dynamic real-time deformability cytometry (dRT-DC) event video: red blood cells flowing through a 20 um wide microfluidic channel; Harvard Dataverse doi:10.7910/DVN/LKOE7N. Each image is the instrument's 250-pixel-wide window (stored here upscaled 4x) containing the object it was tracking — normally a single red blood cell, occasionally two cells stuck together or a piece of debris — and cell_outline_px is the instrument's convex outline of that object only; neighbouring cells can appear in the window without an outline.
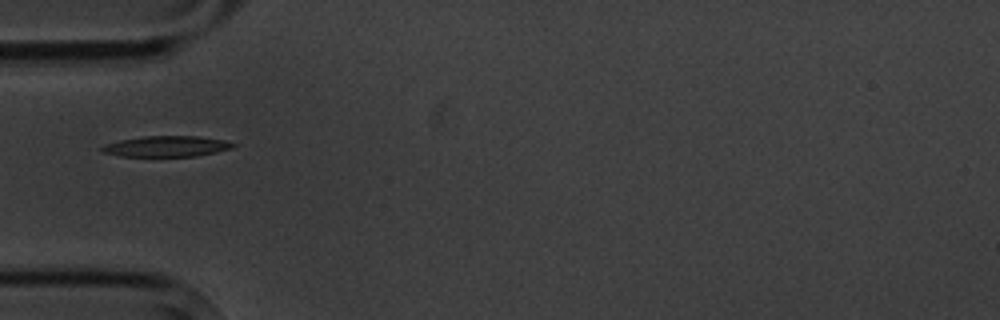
{"species": "common noctule bat (a hibernating species)", "species_latin": "Nyctalus noctula", "temperature_condition": "cold", "stored_images_in_passage": 2, "camera_frame_rate_fps": 3000, "um_per_image_px": 0.085, "animal": {"sex": "male", "body_mass_g": 20.1, "forearm_length_mm": 53.5}, "frame": {"image": 1, "passage_image": 1, "time_ms": 0.0, "image_size_px": [1000, 320], "cell_outline_px": [[236, 144], [232, 148], [216, 152], [196, 156], [120, 156], [104, 152], [100, 148], [104, 144], [120, 140], [144, 136], [196, 136], [224, 140]], "centroid_in_image_um": [14.15, 12.43], "position_along_channel_um": 70.9, "area_um2": 15.72}}
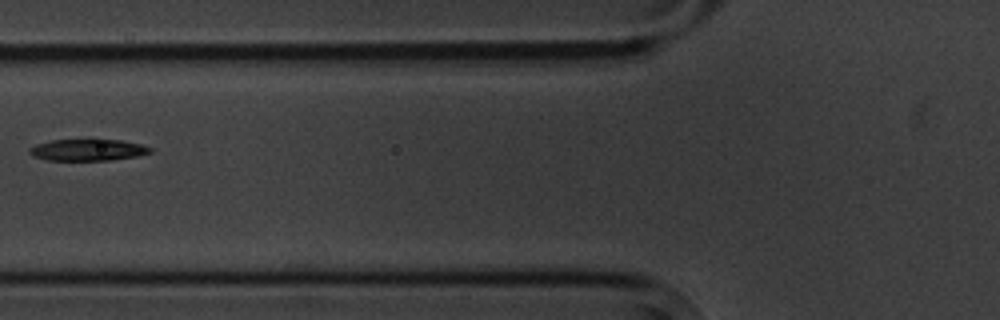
{"frame": {"image": 2, "passage_image": 2, "time_ms": 1.333, "image_size_px": [1000, 320], "cell_outline_px": [[152, 152], [136, 156], [112, 160], [48, 160], [32, 156], [28, 152], [28, 148], [36, 144], [52, 140], [120, 140], [140, 144], [152, 148]], "centroid_in_image_um": [7.43, 12.75], "position_along_channel_um": 118.4, "area_um2": 15.09}}